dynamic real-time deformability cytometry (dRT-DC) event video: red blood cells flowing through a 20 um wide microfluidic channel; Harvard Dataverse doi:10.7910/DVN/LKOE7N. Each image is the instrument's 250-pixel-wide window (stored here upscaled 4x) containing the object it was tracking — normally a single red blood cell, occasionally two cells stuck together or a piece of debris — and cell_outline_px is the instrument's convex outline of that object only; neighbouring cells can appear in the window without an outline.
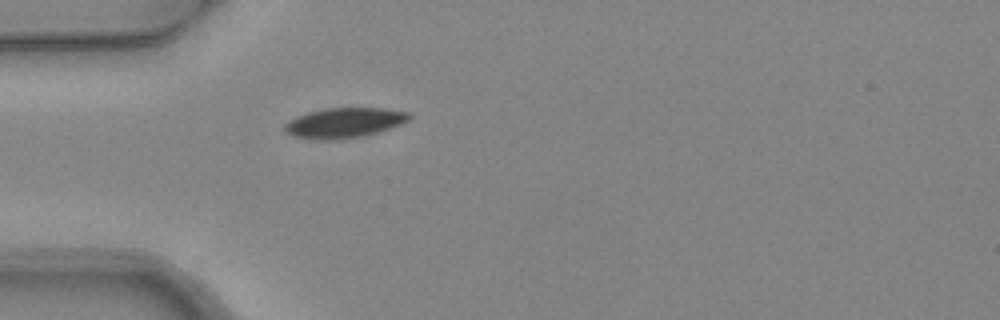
{"species": "common noctule bat (a hibernating species)", "species_latin": "Nyctalus noctula", "temperature_condition": "warm", "stored_images_in_passage": 1, "camera_frame_rate_fps": 3000, "um_per_image_px": 0.085, "animal": {"sex": "female", "body_mass_g": 24.6, "forearm_length_mm": 56.2}, "frame": {"image": 1, "passage_image": 1, "time_ms": 0.0, "image_size_px": [1000, 320], "cell_outline_px": [[412, 116], [408, 120], [392, 128], [360, 136], [324, 140], [292, 136], [284, 132], [284, 124], [288, 120], [296, 116], [308, 112], [328, 108], [384, 108], [408, 112]], "centroid_in_image_um": [29.23, 10.42], "position_along_channel_um": 55.8, "area_um2": 21.62}}